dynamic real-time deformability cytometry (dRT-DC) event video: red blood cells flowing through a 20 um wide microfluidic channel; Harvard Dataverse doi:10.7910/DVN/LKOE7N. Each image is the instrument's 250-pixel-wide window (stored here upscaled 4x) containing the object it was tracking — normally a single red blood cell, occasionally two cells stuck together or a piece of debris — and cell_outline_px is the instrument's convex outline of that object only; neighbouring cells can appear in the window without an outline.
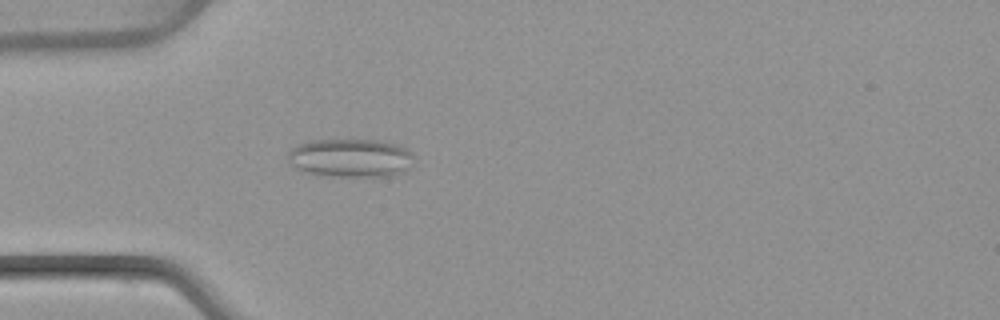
{"species": "common noctule bat (a hibernating species)", "species_latin": "Nyctalus noctula", "temperature_condition": "warm", "stored_images_in_passage": 39, "camera_frame_rate_fps": 3000, "um_per_image_px": 0.085, "animal": {"sex": "female", "body_mass_g": 22.7, "forearm_length_mm": 54.2}, "frame": {"image": 1, "passage_image": 4, "time_ms": 1.0, "image_size_px": [1000, 320], "cell_outline_px": [[412, 156], [408, 168], [404, 172], [388, 176], [320, 176], [308, 172], [292, 164], [288, 160], [288, 152], [292, 148], [308, 140], [380, 140], [400, 144]], "centroid_in_image_um": [29.79, 13.42], "position_along_channel_um": 55.2, "area_um2": 28.03}}
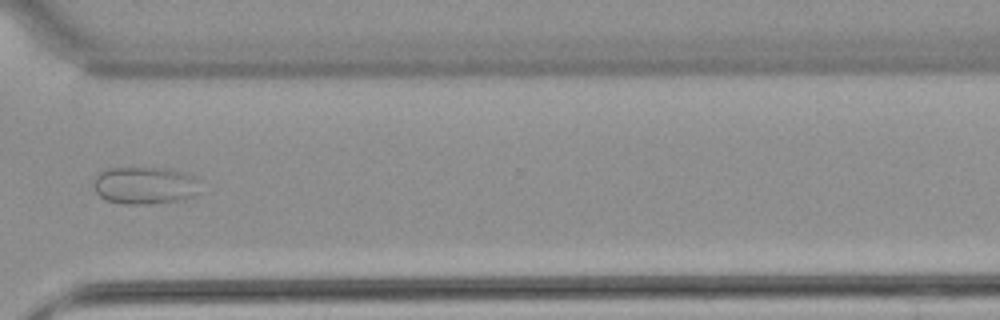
{"frame": {"image": 2, "passage_image": 27, "time_ms": 8.667, "image_size_px": [1000, 320], "cell_outline_px": [[200, 192], [192, 196], [180, 200], [144, 204], [124, 204], [108, 200], [100, 196], [96, 192], [92, 184], [92, 180], [104, 168], [168, 168], [200, 176]], "centroid_in_image_um": [12.35, 15.74], "position_along_channel_um": 358.2, "area_um2": 23.7}}
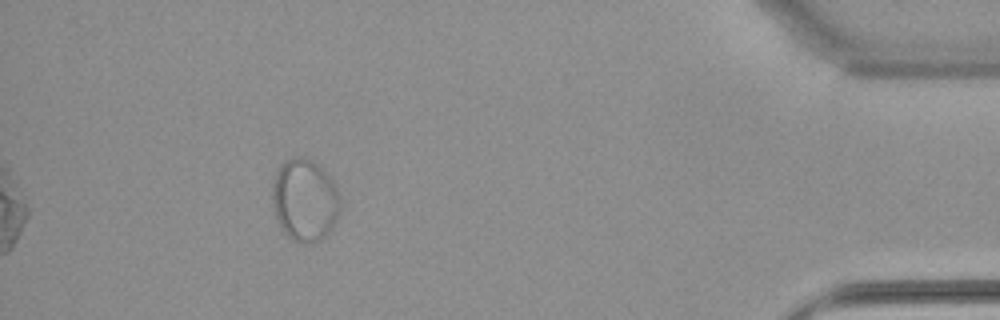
{"frame": {"image": 3, "passage_image": 35, "time_ms": 11.333, "image_size_px": [1000, 320], "cell_outline_px": [[340, 208], [336, 220], [332, 228], [324, 240], [312, 244], [304, 244], [292, 240], [284, 232], [276, 220], [272, 200], [272, 188], [276, 172], [292, 156], [304, 156], [312, 160], [324, 168], [336, 184], [340, 196]], "centroid_in_image_um": [25.94, 17.03], "position_along_channel_um": 409.3, "area_um2": 33.23}}